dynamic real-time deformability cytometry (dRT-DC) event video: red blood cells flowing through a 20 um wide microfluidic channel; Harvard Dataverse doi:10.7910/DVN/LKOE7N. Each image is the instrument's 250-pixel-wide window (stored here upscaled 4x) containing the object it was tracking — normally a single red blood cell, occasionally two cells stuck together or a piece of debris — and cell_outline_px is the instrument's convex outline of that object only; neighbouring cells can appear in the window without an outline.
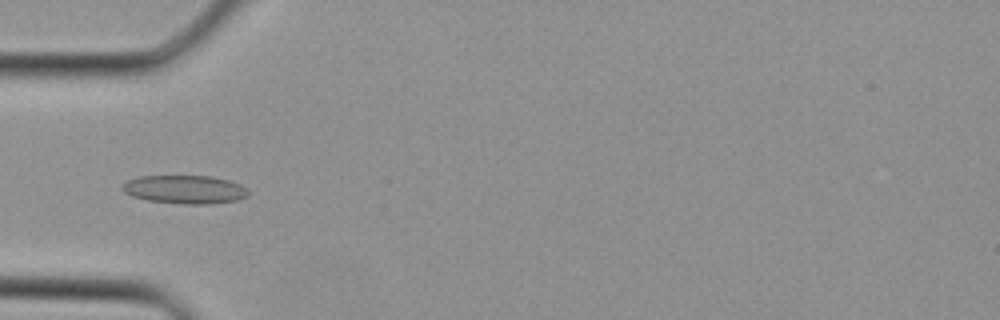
{"species": "Egyptian fruit bat (a non-hibernating species)", "species_latin": "Rousettus aegyptiacus", "temperature_condition": "cold", "stored_images_in_passage": 37, "camera_frame_rate_fps": 3000, "um_per_image_px": 0.085, "animal": {"sex": "female"}, "frame": {"image": 1, "passage_image": 12, "time_ms": 3.667, "image_size_px": [1000, 320], "cell_outline_px": [[248, 196], [236, 200], [212, 204], [184, 204], [148, 200], [132, 196], [124, 192], [120, 188], [120, 184], [128, 180], [140, 176], [212, 176], [228, 180], [240, 184], [248, 188]], "centroid_in_image_um": [15.7, 16.1], "position_along_channel_um": 69.3, "area_um2": 20.98}}
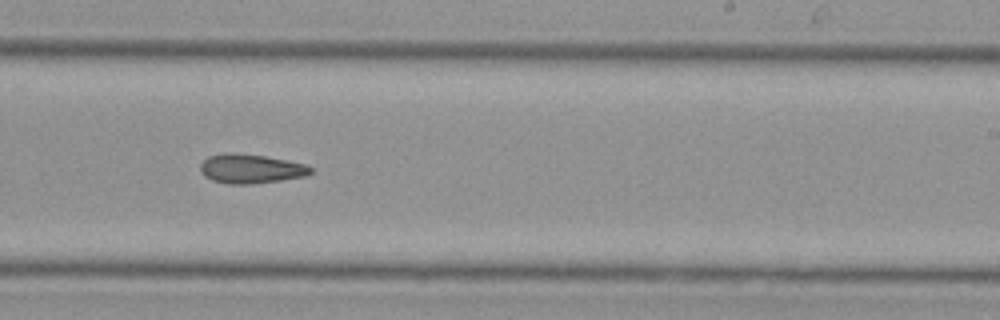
{"frame": {"image": 2, "passage_image": 23, "time_ms": 7.333, "image_size_px": [1000, 320], "cell_outline_px": [[312, 172], [304, 176], [280, 180], [252, 184], [228, 184], [212, 180], [204, 176], [200, 172], [200, 164], [208, 156], [224, 152], [232, 152], [264, 156], [288, 160], [308, 164], [312, 168]], "centroid_in_image_um": [21.29, 14.33], "position_along_channel_um": 267.7, "area_um2": 18.96}}
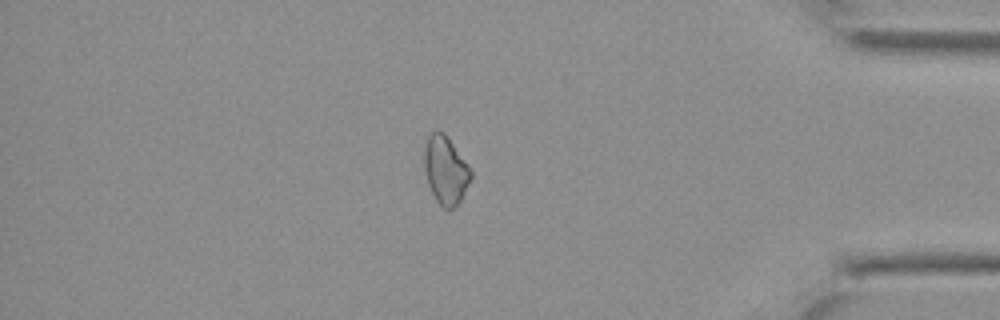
{"frame": {"image": 3, "passage_image": 32, "time_ms": 10.333, "image_size_px": [1000, 320], "cell_outline_px": [[472, 176], [460, 200], [448, 212], [436, 200], [428, 184], [424, 168], [424, 152], [428, 136], [436, 128], [444, 132], [472, 168]], "centroid_in_image_um": [37.88, 14.43], "position_along_channel_um": 397.3, "area_um2": 18.55}}